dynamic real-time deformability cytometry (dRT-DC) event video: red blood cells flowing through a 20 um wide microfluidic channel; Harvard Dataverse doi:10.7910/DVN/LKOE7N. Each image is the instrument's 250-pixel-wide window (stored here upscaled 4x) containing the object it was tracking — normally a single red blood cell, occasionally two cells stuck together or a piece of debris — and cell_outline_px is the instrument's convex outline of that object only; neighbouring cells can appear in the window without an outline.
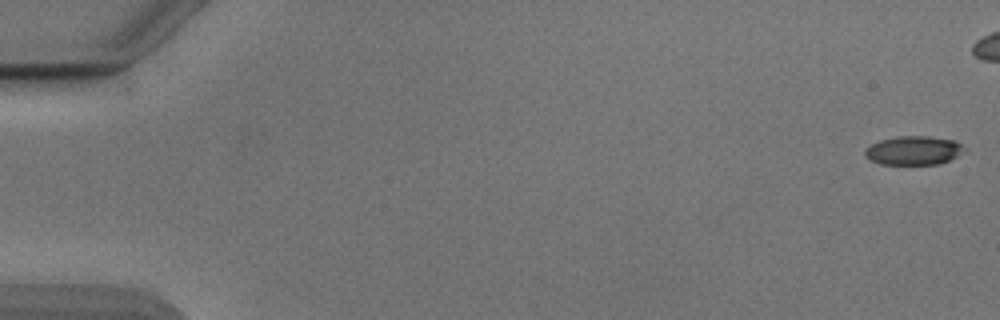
{"species": "Egyptian fruit bat (a non-hibernating species)", "species_latin": "Rousettus aegyptiacus", "temperature_condition": "cold", "stored_images_in_passage": 11, "camera_frame_rate_fps": 3000, "um_per_image_px": 0.085, "animal": {"sex": "male"}, "frame": {"image": 1, "passage_image": 1, "time_ms": 0.0, "image_size_px": [1000, 320], "cell_outline_px": [[968, 148], [956, 156], [940, 164], [880, 164], [868, 160], [864, 156], [864, 148], [880, 140], [896, 136], [928, 136], [956, 140]], "centroid_in_image_um": [77.64, 12.78], "position_along_channel_um": 7.4, "area_um2": 16.94}}